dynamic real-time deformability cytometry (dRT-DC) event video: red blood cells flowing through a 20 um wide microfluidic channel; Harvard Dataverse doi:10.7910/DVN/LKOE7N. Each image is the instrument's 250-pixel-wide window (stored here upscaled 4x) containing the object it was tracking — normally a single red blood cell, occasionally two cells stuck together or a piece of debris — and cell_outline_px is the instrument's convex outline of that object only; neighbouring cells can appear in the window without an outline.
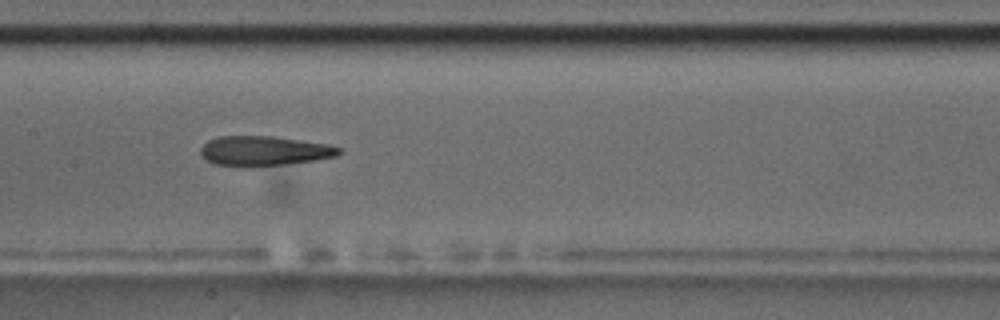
{"species": "common noctule bat (a hibernating species)", "species_latin": "Nyctalus noctula", "temperature_condition": "room temperature", "stored_images_in_passage": 7, "camera_frame_rate_fps": 3000, "um_per_image_px": 0.085, "animal": {"sex": "male", "body_mass_g": 17.5, "forearm_length_mm": 52.3}, "frame": {"image": 1, "passage_image": 5, "time_ms": 4.667, "image_size_px": [1000, 320], "cell_outline_px": [[344, 152], [336, 156], [316, 160], [288, 164], [252, 168], [244, 168], [216, 164], [204, 160], [200, 152], [200, 148], [208, 140], [220, 136], [272, 136], [328, 144], [344, 148]], "centroid_in_image_um": [22.46, 12.85], "position_along_channel_um": 184.9, "area_um2": 24.62}}